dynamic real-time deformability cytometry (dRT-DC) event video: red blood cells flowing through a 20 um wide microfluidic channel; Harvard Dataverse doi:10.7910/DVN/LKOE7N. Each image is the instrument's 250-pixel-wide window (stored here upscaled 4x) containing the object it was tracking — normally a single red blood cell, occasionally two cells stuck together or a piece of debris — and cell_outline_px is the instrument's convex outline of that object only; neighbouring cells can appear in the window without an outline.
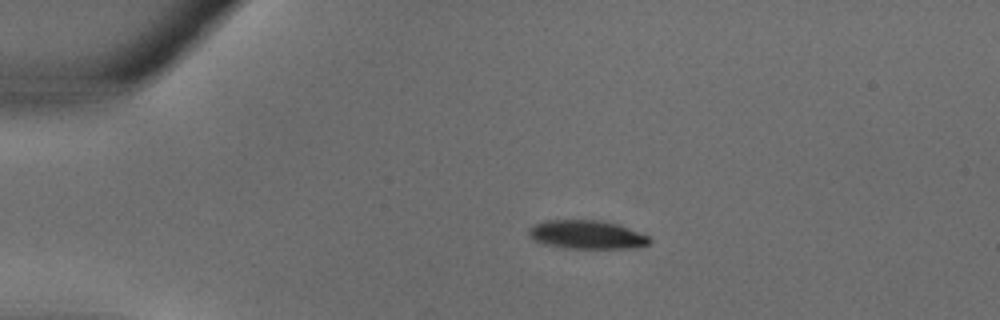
{"species": "common noctule bat (a hibernating species)", "species_latin": "Nyctalus noctula", "temperature_condition": "warm", "stored_images_in_passage": 35, "camera_frame_rate_fps": 3000, "um_per_image_px": 0.085, "animal": {"sex": "male", "body_mass_g": 18.8}, "frame": {"image": 1, "passage_image": 7, "time_ms": 2.0, "image_size_px": [1000, 320], "cell_outline_px": [[652, 240], [648, 244], [636, 248], [568, 248], [544, 244], [528, 236], [528, 228], [532, 224], [544, 220], [600, 220], [616, 224], [648, 236]], "centroid_in_image_um": [49.83, 19.94], "position_along_channel_um": 35.2, "area_um2": 20.06}}
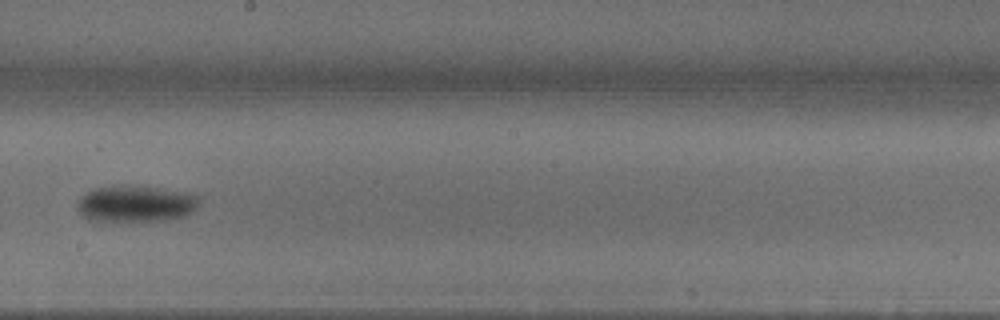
{"frame": {"image": 2, "passage_image": 20, "time_ms": 6.333, "image_size_px": [1000, 320], "cell_outline_px": [[200, 200], [196, 208], [192, 212], [184, 216], [168, 220], [92, 220], [84, 216], [76, 208], [76, 204], [80, 196], [92, 188], [156, 188], [188, 192], [200, 196]], "centroid_in_image_um": [11.57, 17.34], "position_along_channel_um": 236.6, "area_um2": 25.09}}
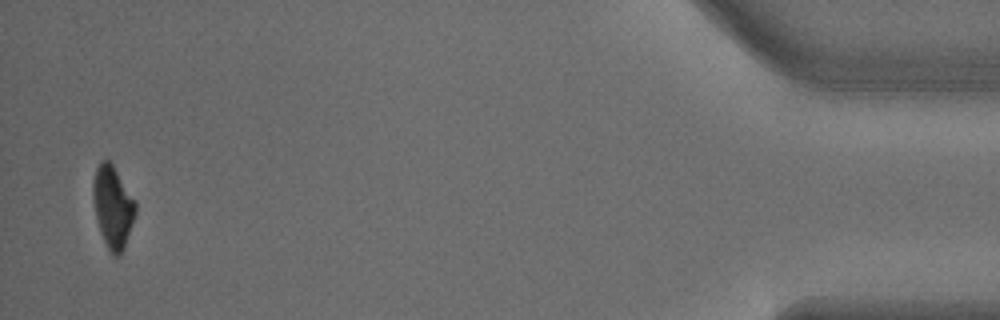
{"frame": {"image": 3, "passage_image": 34, "time_ms": 11.0, "image_size_px": [1000, 320], "cell_outline_px": [[136, 212], [124, 248], [120, 256], [112, 256], [108, 252], [100, 232], [96, 216], [92, 196], [92, 184], [96, 168], [100, 160], [108, 160], [112, 164], [136, 200]], "centroid_in_image_um": [9.58, 17.6], "position_along_channel_um": 425.6, "area_um2": 20.46}}